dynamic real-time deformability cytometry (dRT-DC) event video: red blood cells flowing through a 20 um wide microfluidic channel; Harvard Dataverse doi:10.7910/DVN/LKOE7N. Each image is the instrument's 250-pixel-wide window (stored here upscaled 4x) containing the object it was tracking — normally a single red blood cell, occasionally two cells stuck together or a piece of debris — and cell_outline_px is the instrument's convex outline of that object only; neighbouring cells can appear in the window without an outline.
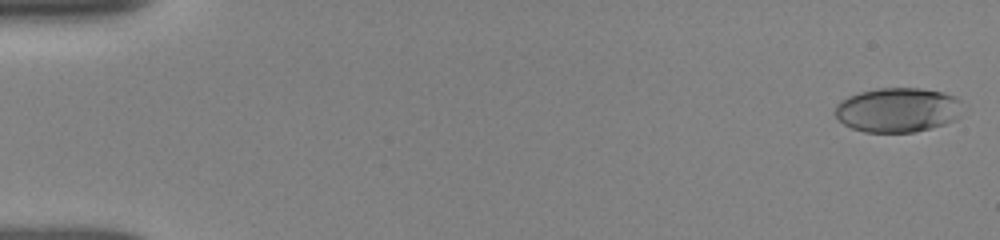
{"species": "human", "species_latin": "Homo sapiens", "temperature_condition": "room temperature", "stored_images_in_passage": 27, "camera_frame_rate_fps": 3000, "um_per_image_px": 0.085, "donor": {"sex": "female"}, "frame": {"image": 1, "passage_image": 1, "time_ms": 0.0, "image_size_px": [1000, 240], "cell_outline_px": [[960, 116], [956, 120], [944, 124], [912, 132], [864, 132], [852, 128], [844, 124], [836, 116], [836, 104], [840, 100], [848, 96], [860, 92], [880, 88], [920, 88], [944, 92], [960, 100]], "centroid_in_image_um": [76.3, 9.34], "position_along_channel_um": 8.7, "area_um2": 32.95}}
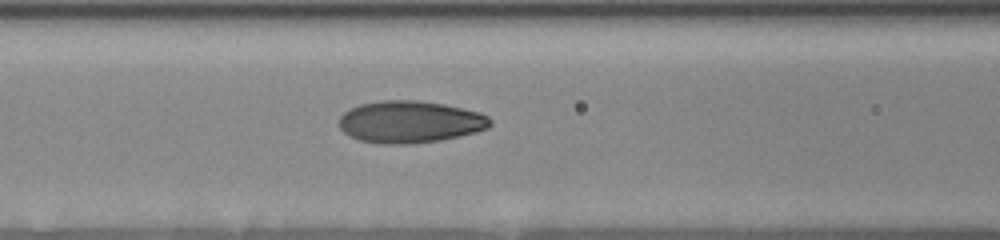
{"frame": {"image": 2, "passage_image": 17, "time_ms": 7.0, "image_size_px": [1000, 240], "cell_outline_px": [[492, 124], [488, 128], [476, 132], [460, 136], [440, 140], [408, 144], [380, 144], [360, 140], [348, 136], [340, 128], [340, 116], [344, 112], [360, 104], [380, 100], [416, 100], [444, 104], [480, 112], [488, 116], [492, 120]], "centroid_in_image_um": [34.86, 10.36], "position_along_channel_um": 131.7, "area_um2": 37.17}}
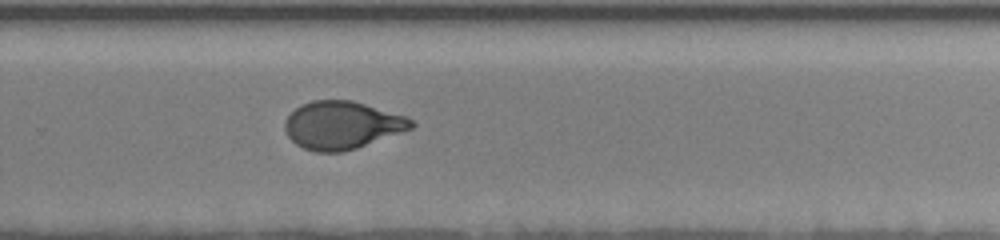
{"frame": {"image": 3, "passage_image": 27, "time_ms": 11.333, "image_size_px": [1000, 240], "cell_outline_px": [[416, 124], [412, 128], [356, 148], [340, 152], [316, 152], [304, 148], [296, 144], [288, 136], [284, 128], [284, 120], [300, 104], [312, 100], [352, 100], [408, 116]], "centroid_in_image_um": [29.06, 10.62], "position_along_channel_um": 300.7, "area_um2": 35.2}}